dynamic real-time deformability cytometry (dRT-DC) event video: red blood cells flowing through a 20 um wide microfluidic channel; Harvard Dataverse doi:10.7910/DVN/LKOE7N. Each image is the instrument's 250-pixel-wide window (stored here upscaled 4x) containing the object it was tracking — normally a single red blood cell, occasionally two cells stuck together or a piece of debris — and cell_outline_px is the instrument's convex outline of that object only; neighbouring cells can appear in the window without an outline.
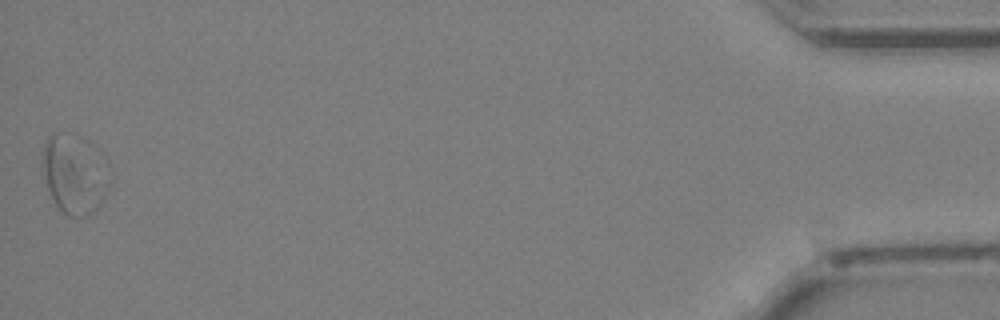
{"species": "Egyptian fruit bat (a non-hibernating species)", "species_latin": "Rousettus aegyptiacus", "temperature_condition": "cold", "stored_images_in_passage": 36, "segment_of_instrument_passage": [2, 2], "camera_frame_rate_fps": 3000, "um_per_image_px": 0.085, "animal": {"sex": "female"}, "frame": {"image": 1, "passage_image": 36, "time_ms": 11.667, "image_size_px": [1000, 320], "cell_outline_px": [[112, 180], [104, 200], [88, 216], [68, 216], [56, 204], [48, 188], [44, 176], [44, 144], [48, 136], [52, 132], [76, 132], [96, 144], [100, 148], [108, 160], [112, 168]], "centroid_in_image_um": [6.46, 14.7], "position_along_channel_um": 428.7, "area_um2": 32.43}}